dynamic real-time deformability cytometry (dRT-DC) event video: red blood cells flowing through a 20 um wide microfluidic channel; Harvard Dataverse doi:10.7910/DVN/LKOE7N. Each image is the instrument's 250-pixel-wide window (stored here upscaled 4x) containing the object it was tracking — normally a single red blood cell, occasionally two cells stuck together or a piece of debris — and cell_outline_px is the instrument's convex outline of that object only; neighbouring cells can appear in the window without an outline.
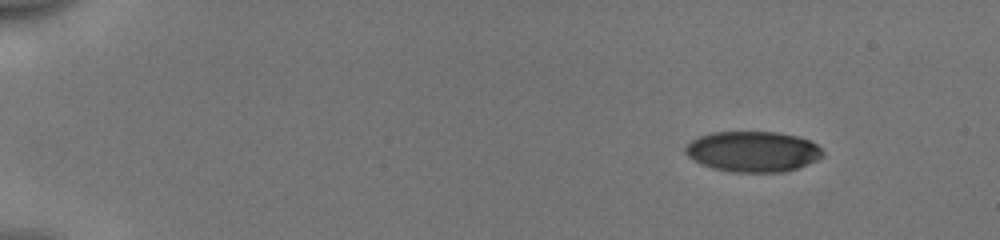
{"species": "human", "species_latin": "Homo sapiens", "temperature_condition": "cold", "stored_images_in_passage": 47, "camera_frame_rate_fps": 3000, "um_per_image_px": 0.085, "donor": {"sex": "male"}, "frame": {"image": 1, "passage_image": 1, "time_ms": 0.0, "image_size_px": [1000, 240], "cell_outline_px": [[824, 152], [816, 160], [796, 168], [784, 172], [732, 172], [712, 168], [700, 164], [692, 160], [684, 152], [684, 148], [692, 140], [700, 136], [712, 132], [776, 132], [796, 136], [808, 140], [816, 144]], "centroid_in_image_um": [63.95, 12.88], "position_along_channel_um": 21.1, "area_um2": 32.37}}
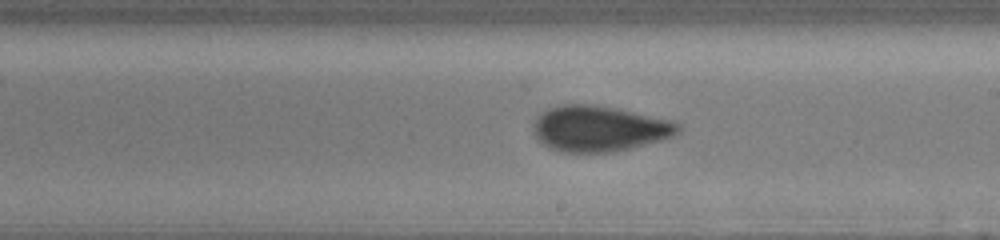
{"frame": {"image": 2, "passage_image": 27, "time_ms": 8.667, "image_size_px": [1000, 240], "cell_outline_px": [[680, 132], [672, 136], [660, 140], [612, 152], [560, 152], [548, 148], [536, 136], [532, 128], [536, 116], [548, 108], [564, 104], [588, 104], [616, 108], [668, 120], [680, 124]], "centroid_in_image_um": [50.88, 10.93], "position_along_channel_um": 238.1, "area_um2": 38.21}}
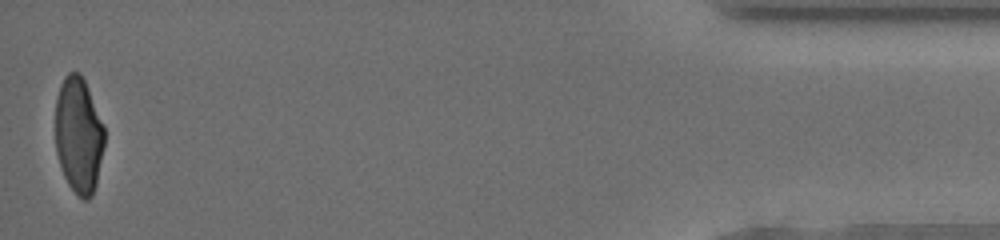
{"frame": {"image": 3, "passage_image": 47, "time_ms": 15.333, "image_size_px": [1000, 240], "cell_outline_px": [[104, 144], [96, 184], [92, 196], [88, 200], [84, 200], [68, 184], [64, 176], [56, 152], [56, 96], [60, 84], [64, 76], [68, 72], [80, 72], [84, 80], [104, 128]], "centroid_in_image_um": [6.67, 11.48], "position_along_channel_um": 428.5, "area_um2": 32.83}, "authors_computed_cell_mechanics": {"area_um2": 35.7782, "velocity_mm_per_s": 3.9861, "shape_relaxation_time_tau1_ms": 7.3823, "shape_relaxation_time_tau2_ms": 0.8747, "deformation_change_tau1": 0.1893, "deformation_change_tau2": 0.0596}}